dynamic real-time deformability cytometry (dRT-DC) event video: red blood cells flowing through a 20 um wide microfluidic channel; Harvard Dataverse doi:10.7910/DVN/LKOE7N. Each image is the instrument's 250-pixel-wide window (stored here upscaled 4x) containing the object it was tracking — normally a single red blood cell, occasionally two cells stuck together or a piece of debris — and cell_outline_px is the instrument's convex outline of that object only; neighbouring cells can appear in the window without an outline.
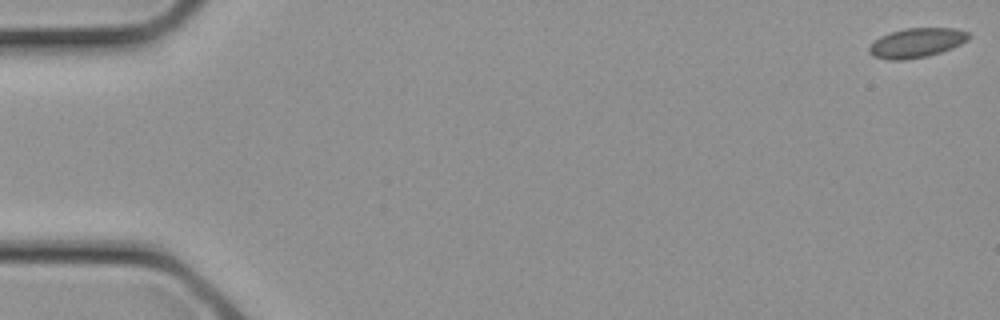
{"species": "common noctule bat (a hibernating species)", "species_latin": "Nyctalus noctula", "temperature_condition": "cold", "stored_images_in_passage": 11, "camera_frame_rate_fps": 3000, "um_per_image_px": 0.085, "animal": {"sex": "female", "body_mass_g": 21.9}, "frame": {"image": 1, "passage_image": 1, "time_ms": 0.0, "image_size_px": [1000, 320], "cell_outline_px": [[972, 36], [968, 40], [952, 48], [928, 56], [904, 60], [888, 60], [872, 56], [868, 52], [868, 48], [880, 36], [904, 28], [956, 28], [968, 32]], "centroid_in_image_um": [77.92, 3.64], "position_along_channel_um": 7.1, "area_um2": 17.17}}
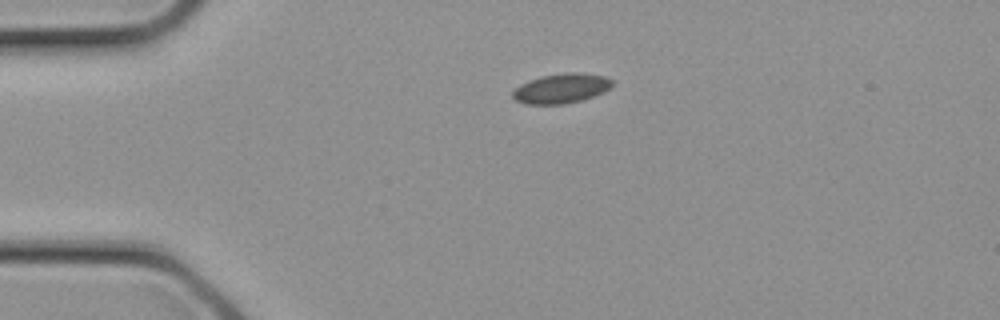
{"frame": {"image": 2, "passage_image": 7, "time_ms": 2.0, "image_size_px": [1000, 320], "cell_outline_px": [[612, 84], [608, 88], [592, 96], [580, 100], [564, 104], [524, 104], [516, 100], [512, 96], [512, 92], [520, 84], [528, 80], [540, 76], [568, 72], [576, 72], [604, 76], [612, 80]], "centroid_in_image_um": [47.64, 7.51], "position_along_channel_um": 37.4, "area_um2": 16.99}}
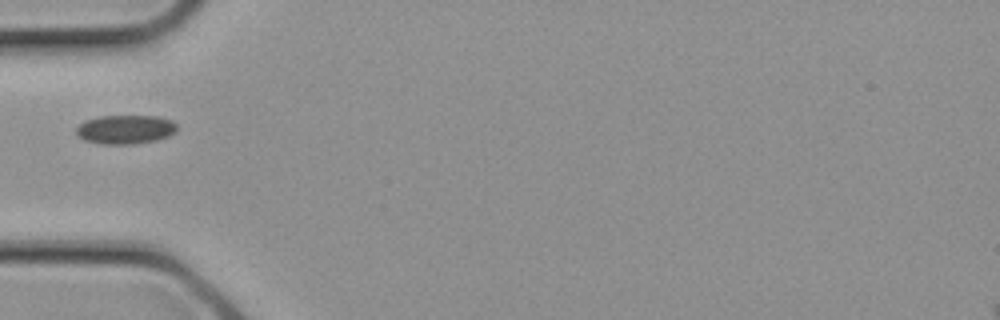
{"frame": {"image": 3, "passage_image": 10, "time_ms": 3.0, "image_size_px": [1000, 320], "cell_outline_px": [[176, 132], [168, 136], [156, 140], [136, 144], [100, 144], [84, 140], [76, 136], [76, 128], [84, 120], [100, 116], [156, 116], [172, 120], [176, 124]], "centroid_in_image_um": [10.63, 11.01], "position_along_channel_um": 74.4, "area_um2": 17.17}}